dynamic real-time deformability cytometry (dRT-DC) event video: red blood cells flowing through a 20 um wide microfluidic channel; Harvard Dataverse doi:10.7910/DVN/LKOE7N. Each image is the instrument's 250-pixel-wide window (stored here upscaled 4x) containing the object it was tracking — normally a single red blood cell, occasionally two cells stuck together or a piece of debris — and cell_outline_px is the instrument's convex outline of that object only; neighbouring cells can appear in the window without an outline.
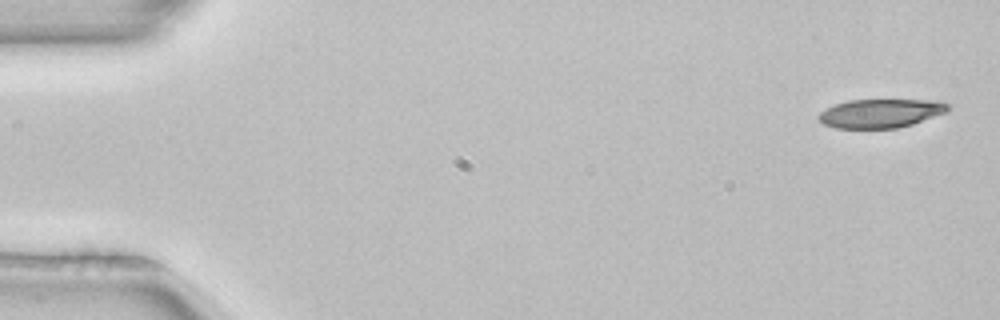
{"species": "common noctule bat (a hibernating species)", "species_latin": "Nyctalus noctula", "temperature_condition": "room temperature", "stored_images_in_passage": 4, "camera_frame_rate_fps": 3000, "um_per_image_px": 0.085, "animal": {"sex": "female", "body_mass_g": 22.7, "forearm_length_mm": 54.2}, "frame": {"image": 1, "passage_image": 1, "time_ms": 0.0, "image_size_px": [1000, 320], "cell_outline_px": [[948, 112], [912, 124], [896, 128], [836, 128], [824, 124], [816, 116], [820, 112], [836, 104], [848, 100], [940, 100], [948, 104]], "centroid_in_image_um": [74.87, 9.63], "position_along_channel_um": 10.1, "area_um2": 21.62}}
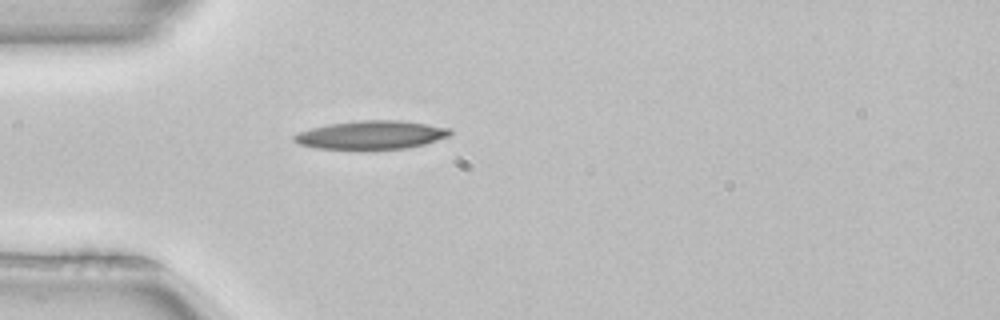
{"frame": {"image": 2, "passage_image": 4, "time_ms": 1.0, "image_size_px": [1000, 320], "cell_outline_px": [[452, 132], [448, 136], [424, 144], [408, 148], [316, 148], [296, 144], [292, 140], [292, 136], [300, 132], [312, 128], [328, 124], [360, 120], [400, 120], [448, 128]], "centroid_in_image_um": [31.5, 11.46], "position_along_channel_um": 53.5, "area_um2": 25.37}}